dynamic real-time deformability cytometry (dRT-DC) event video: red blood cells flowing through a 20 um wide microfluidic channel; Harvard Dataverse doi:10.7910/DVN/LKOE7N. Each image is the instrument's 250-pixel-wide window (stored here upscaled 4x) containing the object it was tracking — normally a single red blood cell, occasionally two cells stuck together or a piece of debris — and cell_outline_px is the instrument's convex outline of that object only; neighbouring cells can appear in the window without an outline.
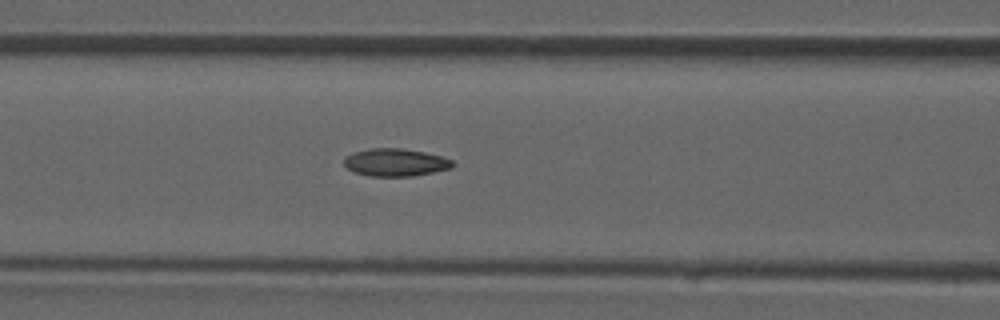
{"species": "common noctule bat (a hibernating species)", "species_latin": "Nyctalus noctula", "temperature_condition": "room temperature", "stored_images_in_passage": 31, "camera_frame_rate_fps": 3000, "um_per_image_px": 0.085, "animal": {"sex": "male", "forearm_length_mm": 52.5}, "frame": {"image": 1, "passage_image": 5, "time_ms": 1.333, "image_size_px": [1000, 320], "cell_outline_px": [[456, 164], [452, 168], [412, 176], [372, 176], [352, 172], [344, 164], [344, 160], [348, 156], [356, 152], [368, 148], [400, 148], [424, 152], [440, 156], [452, 160]], "centroid_in_image_um": [33.63, 13.81], "position_along_channel_um": 133.0, "area_um2": 17.34}}